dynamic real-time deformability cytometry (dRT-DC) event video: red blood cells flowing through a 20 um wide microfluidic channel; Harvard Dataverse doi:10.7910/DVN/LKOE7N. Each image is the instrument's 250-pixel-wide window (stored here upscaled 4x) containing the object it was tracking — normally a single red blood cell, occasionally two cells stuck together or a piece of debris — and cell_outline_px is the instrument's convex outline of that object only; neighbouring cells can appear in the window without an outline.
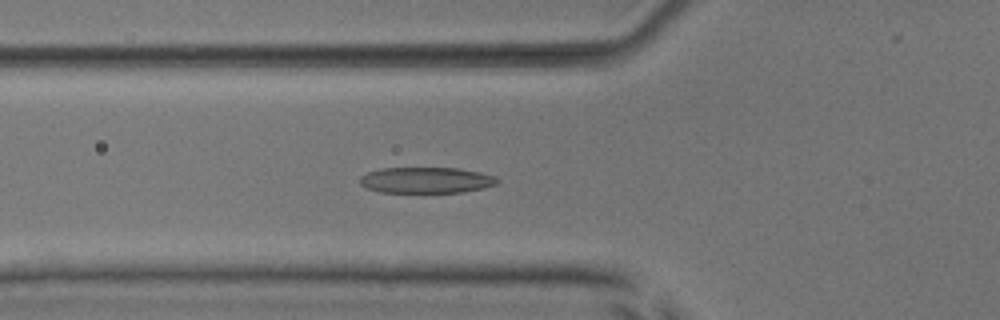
{"species": "common noctule bat (a hibernating species)", "species_latin": "Nyctalus noctula", "temperature_condition": "room temperature", "stored_images_in_passage": 53, "camera_frame_rate_fps": 3000, "um_per_image_px": 0.085, "animal": {"sex": "male", "body_mass_g": 17.9, "forearm_length_mm": 54.2}, "frame": {"image": 1, "passage_image": 19, "time_ms": 6.0, "image_size_px": [1000, 320], "cell_outline_px": [[500, 180], [496, 184], [484, 188], [464, 192], [380, 192], [364, 188], [360, 184], [360, 176], [368, 172], [380, 168], [456, 168], [480, 172], [496, 176]], "centroid_in_image_um": [36.22, 15.31], "position_along_channel_um": 89.6, "area_um2": 20.92}}
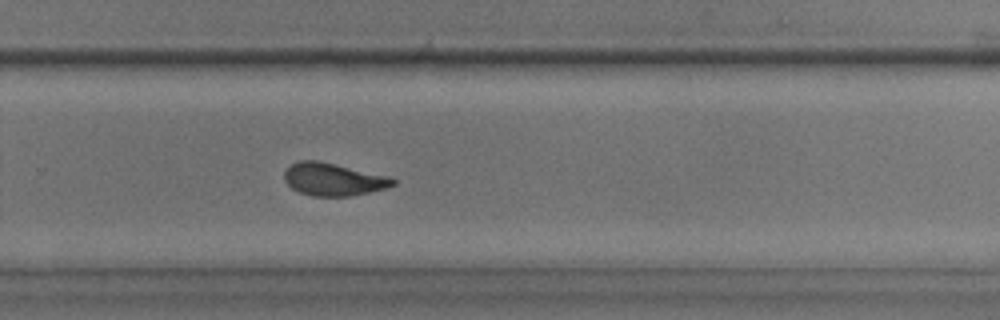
{"frame": {"image": 2, "passage_image": 35, "time_ms": 11.333, "image_size_px": [1000, 320], "cell_outline_px": [[396, 184], [388, 188], [348, 196], [312, 196], [300, 192], [292, 188], [284, 180], [284, 172], [292, 164], [300, 160], [316, 160], [336, 164], [392, 176], [396, 180]], "centroid_in_image_um": [28.38, 15.24], "position_along_channel_um": 301.4, "area_um2": 20.75}}
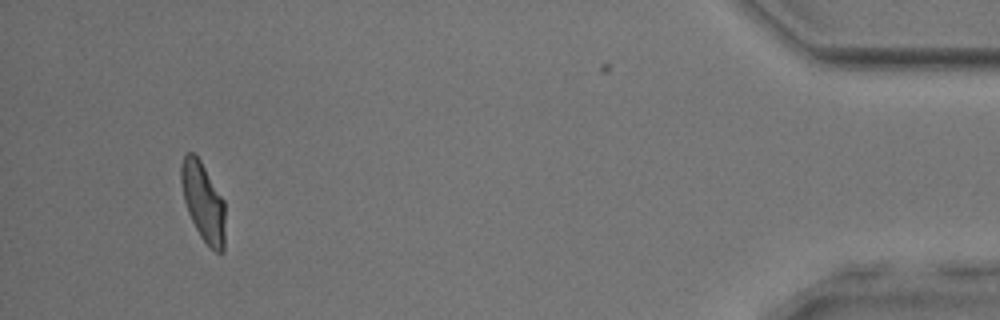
{"frame": {"image": 3, "passage_image": 49, "time_ms": 16.0, "image_size_px": [1000, 320], "cell_outline_px": [[224, 252], [216, 252], [200, 236], [188, 212], [184, 200], [180, 180], [180, 168], [184, 156], [188, 152], [192, 152], [200, 160], [224, 200]], "centroid_in_image_um": [17.26, 17.14], "position_along_channel_um": 417.9, "area_um2": 19.88}, "authors_computed_cell_mechanics": {"area_um2": 21.0392, "velocity_mm_per_s": 3.9798, "shape_relaxation_time_tau1_ms": 3.1269, "shape_relaxation_time_tau2_ms": 1.5607, "deformation_change_tau1": 0.1535, "deformation_change_tau2": 0.0892}}